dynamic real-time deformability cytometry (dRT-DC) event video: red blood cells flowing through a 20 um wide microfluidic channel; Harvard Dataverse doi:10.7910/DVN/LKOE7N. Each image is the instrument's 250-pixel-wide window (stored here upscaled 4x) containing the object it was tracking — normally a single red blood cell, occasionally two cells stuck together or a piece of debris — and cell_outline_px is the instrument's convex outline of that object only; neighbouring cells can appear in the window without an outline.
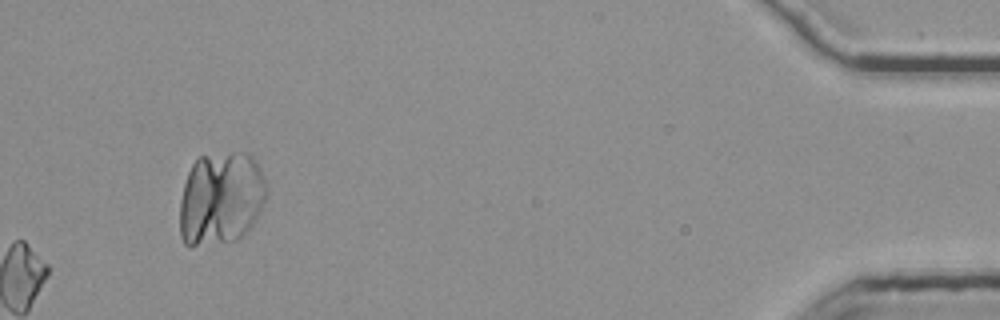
{"species": "common noctule bat (a hibernating species)", "species_latin": "Nyctalus noctula", "temperature_condition": "room temperature", "stored_images_in_passage": 47, "segment_of_instrument_passage": [2, 2], "camera_frame_rate_fps": 3000, "um_per_image_px": 0.085, "animal": {"sex": "female", "body_mass_g": 25.1}, "frame": {"image": 1, "passage_image": 47, "time_ms": 15.333, "image_size_px": [1000, 320], "cell_outline_px": [[268, 192], [260, 212], [252, 224], [236, 240], [192, 248], [188, 248], [184, 244], [180, 236], [180, 200], [184, 184], [188, 172], [192, 164], [200, 156], [232, 152], [248, 152], [256, 160], [268, 184]], "centroid_in_image_um": [18.78, 16.87], "position_along_channel_um": 416.4, "area_um2": 47.97}}